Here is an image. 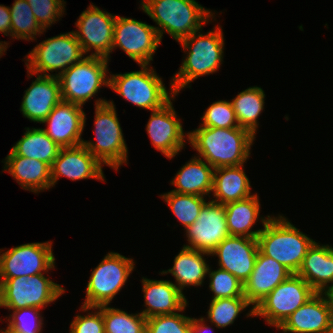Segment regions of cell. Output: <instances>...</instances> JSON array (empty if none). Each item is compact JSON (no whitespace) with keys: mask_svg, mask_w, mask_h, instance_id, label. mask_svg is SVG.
<instances>
[{"mask_svg":"<svg viewBox=\"0 0 333 333\" xmlns=\"http://www.w3.org/2000/svg\"><path fill=\"white\" fill-rule=\"evenodd\" d=\"M211 332L213 333V331L210 330V327L206 325L204 317H201L199 319L192 318L190 333H211Z\"/></svg>","mask_w":333,"mask_h":333,"instance_id":"7bdbcfd3","label":"cell"},{"mask_svg":"<svg viewBox=\"0 0 333 333\" xmlns=\"http://www.w3.org/2000/svg\"><path fill=\"white\" fill-rule=\"evenodd\" d=\"M265 93L261 87H249L231 100L239 127L249 130L254 136L258 130V117L264 109Z\"/></svg>","mask_w":333,"mask_h":333,"instance_id":"4dcf8cb0","label":"cell"},{"mask_svg":"<svg viewBox=\"0 0 333 333\" xmlns=\"http://www.w3.org/2000/svg\"><path fill=\"white\" fill-rule=\"evenodd\" d=\"M243 166L214 169L212 192L215 199L211 201L225 205L252 196L250 180L245 174Z\"/></svg>","mask_w":333,"mask_h":333,"instance_id":"4316f807","label":"cell"},{"mask_svg":"<svg viewBox=\"0 0 333 333\" xmlns=\"http://www.w3.org/2000/svg\"><path fill=\"white\" fill-rule=\"evenodd\" d=\"M188 141L214 169L218 167L240 166L250 157L255 136L242 127L214 128L199 126L188 132Z\"/></svg>","mask_w":333,"mask_h":333,"instance_id":"6da1fadb","label":"cell"},{"mask_svg":"<svg viewBox=\"0 0 333 333\" xmlns=\"http://www.w3.org/2000/svg\"><path fill=\"white\" fill-rule=\"evenodd\" d=\"M317 292L299 275L291 274L254 308L270 326L278 328L294 311Z\"/></svg>","mask_w":333,"mask_h":333,"instance_id":"8fae6325","label":"cell"},{"mask_svg":"<svg viewBox=\"0 0 333 333\" xmlns=\"http://www.w3.org/2000/svg\"><path fill=\"white\" fill-rule=\"evenodd\" d=\"M11 14V37L12 39L35 40L37 35L45 31L37 22L32 8L26 0H15L9 7Z\"/></svg>","mask_w":333,"mask_h":333,"instance_id":"1f68e13d","label":"cell"},{"mask_svg":"<svg viewBox=\"0 0 333 333\" xmlns=\"http://www.w3.org/2000/svg\"><path fill=\"white\" fill-rule=\"evenodd\" d=\"M5 51H6V49L3 46H0V57H2V55H4L3 52H5Z\"/></svg>","mask_w":333,"mask_h":333,"instance_id":"bcb514c9","label":"cell"},{"mask_svg":"<svg viewBox=\"0 0 333 333\" xmlns=\"http://www.w3.org/2000/svg\"><path fill=\"white\" fill-rule=\"evenodd\" d=\"M160 42L155 26L132 18L116 17L112 51L119 47L139 65H150Z\"/></svg>","mask_w":333,"mask_h":333,"instance_id":"4fadbf2b","label":"cell"},{"mask_svg":"<svg viewBox=\"0 0 333 333\" xmlns=\"http://www.w3.org/2000/svg\"><path fill=\"white\" fill-rule=\"evenodd\" d=\"M102 167L103 165L82 144L60 148L51 166L52 187L61 176L72 181L92 178L104 182Z\"/></svg>","mask_w":333,"mask_h":333,"instance_id":"44dd1931","label":"cell"},{"mask_svg":"<svg viewBox=\"0 0 333 333\" xmlns=\"http://www.w3.org/2000/svg\"><path fill=\"white\" fill-rule=\"evenodd\" d=\"M134 261L120 253L109 252L92 270L86 288L84 306L110 305L134 270Z\"/></svg>","mask_w":333,"mask_h":333,"instance_id":"30bf717a","label":"cell"},{"mask_svg":"<svg viewBox=\"0 0 333 333\" xmlns=\"http://www.w3.org/2000/svg\"><path fill=\"white\" fill-rule=\"evenodd\" d=\"M96 142L83 140L82 145L102 164L118 171L127 164L128 149L113 101H95Z\"/></svg>","mask_w":333,"mask_h":333,"instance_id":"5b68a950","label":"cell"},{"mask_svg":"<svg viewBox=\"0 0 333 333\" xmlns=\"http://www.w3.org/2000/svg\"><path fill=\"white\" fill-rule=\"evenodd\" d=\"M8 44L7 42H3V41H0V46H3L6 50H7V47H8Z\"/></svg>","mask_w":333,"mask_h":333,"instance_id":"f6af8a7d","label":"cell"},{"mask_svg":"<svg viewBox=\"0 0 333 333\" xmlns=\"http://www.w3.org/2000/svg\"><path fill=\"white\" fill-rule=\"evenodd\" d=\"M214 168L202 158L194 156L176 173L170 182L176 187L173 192L206 196L213 190Z\"/></svg>","mask_w":333,"mask_h":333,"instance_id":"484cf974","label":"cell"},{"mask_svg":"<svg viewBox=\"0 0 333 333\" xmlns=\"http://www.w3.org/2000/svg\"><path fill=\"white\" fill-rule=\"evenodd\" d=\"M116 17L92 3L81 13L75 23L78 30L74 33L85 54L94 49L91 56L110 60Z\"/></svg>","mask_w":333,"mask_h":333,"instance_id":"5bb4252c","label":"cell"},{"mask_svg":"<svg viewBox=\"0 0 333 333\" xmlns=\"http://www.w3.org/2000/svg\"><path fill=\"white\" fill-rule=\"evenodd\" d=\"M105 333H146V318L141 314H128L118 308L102 305Z\"/></svg>","mask_w":333,"mask_h":333,"instance_id":"d6a6232c","label":"cell"},{"mask_svg":"<svg viewBox=\"0 0 333 333\" xmlns=\"http://www.w3.org/2000/svg\"><path fill=\"white\" fill-rule=\"evenodd\" d=\"M258 251L256 238L228 236L210 255L218 256L219 268L229 271L244 284L253 271Z\"/></svg>","mask_w":333,"mask_h":333,"instance_id":"ac0fdd59","label":"cell"},{"mask_svg":"<svg viewBox=\"0 0 333 333\" xmlns=\"http://www.w3.org/2000/svg\"><path fill=\"white\" fill-rule=\"evenodd\" d=\"M65 289L40 273L0 282V307L17 310L26 307L46 308L64 294Z\"/></svg>","mask_w":333,"mask_h":333,"instance_id":"ba28073f","label":"cell"},{"mask_svg":"<svg viewBox=\"0 0 333 333\" xmlns=\"http://www.w3.org/2000/svg\"><path fill=\"white\" fill-rule=\"evenodd\" d=\"M38 22V24L45 30L51 24L56 23L65 12L64 0H26Z\"/></svg>","mask_w":333,"mask_h":333,"instance_id":"ab89813d","label":"cell"},{"mask_svg":"<svg viewBox=\"0 0 333 333\" xmlns=\"http://www.w3.org/2000/svg\"><path fill=\"white\" fill-rule=\"evenodd\" d=\"M7 171L25 190L38 193L52 187L51 166L46 162L18 155H7L4 162Z\"/></svg>","mask_w":333,"mask_h":333,"instance_id":"cb8c5ba5","label":"cell"},{"mask_svg":"<svg viewBox=\"0 0 333 333\" xmlns=\"http://www.w3.org/2000/svg\"><path fill=\"white\" fill-rule=\"evenodd\" d=\"M0 32L11 37V14L8 6L0 5Z\"/></svg>","mask_w":333,"mask_h":333,"instance_id":"b9f144b4","label":"cell"},{"mask_svg":"<svg viewBox=\"0 0 333 333\" xmlns=\"http://www.w3.org/2000/svg\"><path fill=\"white\" fill-rule=\"evenodd\" d=\"M179 44L187 56L171 79L170 90L173 89L176 95L181 89L191 87L188 85L198 77L218 71L225 45L222 27L216 26L205 34L194 32Z\"/></svg>","mask_w":333,"mask_h":333,"instance_id":"7a4b0ae2","label":"cell"},{"mask_svg":"<svg viewBox=\"0 0 333 333\" xmlns=\"http://www.w3.org/2000/svg\"><path fill=\"white\" fill-rule=\"evenodd\" d=\"M23 137L11 148L8 155L24 156L53 165L60 147L42 130L25 128Z\"/></svg>","mask_w":333,"mask_h":333,"instance_id":"f546056e","label":"cell"},{"mask_svg":"<svg viewBox=\"0 0 333 333\" xmlns=\"http://www.w3.org/2000/svg\"><path fill=\"white\" fill-rule=\"evenodd\" d=\"M142 291L146 309L140 313L147 319L156 315L184 312L188 305L187 299L170 280H151L144 278Z\"/></svg>","mask_w":333,"mask_h":333,"instance_id":"603a6c76","label":"cell"},{"mask_svg":"<svg viewBox=\"0 0 333 333\" xmlns=\"http://www.w3.org/2000/svg\"><path fill=\"white\" fill-rule=\"evenodd\" d=\"M296 274L317 293H325L333 285V248L314 242Z\"/></svg>","mask_w":333,"mask_h":333,"instance_id":"d4e9b609","label":"cell"},{"mask_svg":"<svg viewBox=\"0 0 333 333\" xmlns=\"http://www.w3.org/2000/svg\"><path fill=\"white\" fill-rule=\"evenodd\" d=\"M108 61L88 55L59 75L62 100L83 106L102 86L109 87Z\"/></svg>","mask_w":333,"mask_h":333,"instance_id":"9c48e42d","label":"cell"},{"mask_svg":"<svg viewBox=\"0 0 333 333\" xmlns=\"http://www.w3.org/2000/svg\"><path fill=\"white\" fill-rule=\"evenodd\" d=\"M260 207L257 193L246 199L225 204V217L230 236L257 239L262 229L252 231V227L260 216Z\"/></svg>","mask_w":333,"mask_h":333,"instance_id":"f1b7e54d","label":"cell"},{"mask_svg":"<svg viewBox=\"0 0 333 333\" xmlns=\"http://www.w3.org/2000/svg\"><path fill=\"white\" fill-rule=\"evenodd\" d=\"M201 119L203 122L200 126L214 128L239 127L231 101L219 100L213 102L206 109Z\"/></svg>","mask_w":333,"mask_h":333,"instance_id":"f35d334b","label":"cell"},{"mask_svg":"<svg viewBox=\"0 0 333 333\" xmlns=\"http://www.w3.org/2000/svg\"><path fill=\"white\" fill-rule=\"evenodd\" d=\"M39 308L26 307L12 310L9 315L8 326L2 329L0 333H41L43 317Z\"/></svg>","mask_w":333,"mask_h":333,"instance_id":"8d00e7d4","label":"cell"},{"mask_svg":"<svg viewBox=\"0 0 333 333\" xmlns=\"http://www.w3.org/2000/svg\"><path fill=\"white\" fill-rule=\"evenodd\" d=\"M169 205L178 221L185 227L192 225L198 218L200 210L206 204V199L202 196L182 194L177 192H167L160 195Z\"/></svg>","mask_w":333,"mask_h":333,"instance_id":"836d02e7","label":"cell"},{"mask_svg":"<svg viewBox=\"0 0 333 333\" xmlns=\"http://www.w3.org/2000/svg\"><path fill=\"white\" fill-rule=\"evenodd\" d=\"M146 131L154 148L169 159L179 154L185 146V138L188 137L171 100L162 108L151 111Z\"/></svg>","mask_w":333,"mask_h":333,"instance_id":"2e32d148","label":"cell"},{"mask_svg":"<svg viewBox=\"0 0 333 333\" xmlns=\"http://www.w3.org/2000/svg\"><path fill=\"white\" fill-rule=\"evenodd\" d=\"M225 205L208 201L195 222L185 232L188 245L184 247L211 254L228 236Z\"/></svg>","mask_w":333,"mask_h":333,"instance_id":"9a60e30c","label":"cell"},{"mask_svg":"<svg viewBox=\"0 0 333 333\" xmlns=\"http://www.w3.org/2000/svg\"><path fill=\"white\" fill-rule=\"evenodd\" d=\"M142 10L158 25L160 40L164 32L181 42L214 18L209 9L195 0H142Z\"/></svg>","mask_w":333,"mask_h":333,"instance_id":"277c9868","label":"cell"},{"mask_svg":"<svg viewBox=\"0 0 333 333\" xmlns=\"http://www.w3.org/2000/svg\"><path fill=\"white\" fill-rule=\"evenodd\" d=\"M328 300H329V303H330V306L333 310V285L329 287V289L325 292Z\"/></svg>","mask_w":333,"mask_h":333,"instance_id":"ee69618b","label":"cell"},{"mask_svg":"<svg viewBox=\"0 0 333 333\" xmlns=\"http://www.w3.org/2000/svg\"><path fill=\"white\" fill-rule=\"evenodd\" d=\"M333 310L325 293H316L278 328L282 333H332Z\"/></svg>","mask_w":333,"mask_h":333,"instance_id":"d6986e66","label":"cell"},{"mask_svg":"<svg viewBox=\"0 0 333 333\" xmlns=\"http://www.w3.org/2000/svg\"><path fill=\"white\" fill-rule=\"evenodd\" d=\"M86 114L82 106L61 100L42 122L47 128L42 130L60 147L81 145V135L86 122Z\"/></svg>","mask_w":333,"mask_h":333,"instance_id":"e0dca14e","label":"cell"},{"mask_svg":"<svg viewBox=\"0 0 333 333\" xmlns=\"http://www.w3.org/2000/svg\"><path fill=\"white\" fill-rule=\"evenodd\" d=\"M61 100L58 77L38 74L25 90L20 110L30 121L42 123Z\"/></svg>","mask_w":333,"mask_h":333,"instance_id":"7402d4cb","label":"cell"},{"mask_svg":"<svg viewBox=\"0 0 333 333\" xmlns=\"http://www.w3.org/2000/svg\"><path fill=\"white\" fill-rule=\"evenodd\" d=\"M292 273L275 259L258 251L254 268L244 283V296L253 306L247 317L254 316V308Z\"/></svg>","mask_w":333,"mask_h":333,"instance_id":"ffe728a7","label":"cell"},{"mask_svg":"<svg viewBox=\"0 0 333 333\" xmlns=\"http://www.w3.org/2000/svg\"><path fill=\"white\" fill-rule=\"evenodd\" d=\"M263 229L257 237L258 248L266 256H269L292 274H296L301 267L308 249L315 242L306 234L296 228L284 216L261 217Z\"/></svg>","mask_w":333,"mask_h":333,"instance_id":"3957f363","label":"cell"},{"mask_svg":"<svg viewBox=\"0 0 333 333\" xmlns=\"http://www.w3.org/2000/svg\"><path fill=\"white\" fill-rule=\"evenodd\" d=\"M81 310L86 312L94 309L87 315H76L70 324V333H105L104 319L102 316V305L98 307H87L81 305Z\"/></svg>","mask_w":333,"mask_h":333,"instance_id":"60d3db41","label":"cell"},{"mask_svg":"<svg viewBox=\"0 0 333 333\" xmlns=\"http://www.w3.org/2000/svg\"><path fill=\"white\" fill-rule=\"evenodd\" d=\"M250 305L245 296L211 300L207 318L217 328H225L233 324L241 311Z\"/></svg>","mask_w":333,"mask_h":333,"instance_id":"e575fe53","label":"cell"},{"mask_svg":"<svg viewBox=\"0 0 333 333\" xmlns=\"http://www.w3.org/2000/svg\"><path fill=\"white\" fill-rule=\"evenodd\" d=\"M2 252L3 249H0V253ZM54 268L52 241L22 244L0 254V282L9 278L48 273V270Z\"/></svg>","mask_w":333,"mask_h":333,"instance_id":"7c38bea8","label":"cell"},{"mask_svg":"<svg viewBox=\"0 0 333 333\" xmlns=\"http://www.w3.org/2000/svg\"><path fill=\"white\" fill-rule=\"evenodd\" d=\"M84 51L74 31L43 40L28 53L25 65L29 75L38 73L58 77L68 68L84 58ZM60 70L58 74H50ZM45 73V74H44Z\"/></svg>","mask_w":333,"mask_h":333,"instance_id":"52a82bcc","label":"cell"},{"mask_svg":"<svg viewBox=\"0 0 333 333\" xmlns=\"http://www.w3.org/2000/svg\"><path fill=\"white\" fill-rule=\"evenodd\" d=\"M192 318L180 313L156 315L146 320V333H190Z\"/></svg>","mask_w":333,"mask_h":333,"instance_id":"74e56055","label":"cell"},{"mask_svg":"<svg viewBox=\"0 0 333 333\" xmlns=\"http://www.w3.org/2000/svg\"><path fill=\"white\" fill-rule=\"evenodd\" d=\"M140 67L139 71L110 74L109 88L135 106L150 111L162 108L177 96L173 89L168 93L162 78L152 67L148 64Z\"/></svg>","mask_w":333,"mask_h":333,"instance_id":"8992f818","label":"cell"},{"mask_svg":"<svg viewBox=\"0 0 333 333\" xmlns=\"http://www.w3.org/2000/svg\"><path fill=\"white\" fill-rule=\"evenodd\" d=\"M204 255L208 256L210 254L183 246L174 258L173 267L163 270L161 274L171 273L176 279L174 285L181 292L188 286H201L204 283L203 281L207 276L209 268Z\"/></svg>","mask_w":333,"mask_h":333,"instance_id":"83f0119b","label":"cell"},{"mask_svg":"<svg viewBox=\"0 0 333 333\" xmlns=\"http://www.w3.org/2000/svg\"><path fill=\"white\" fill-rule=\"evenodd\" d=\"M207 275L210 278L209 289L214 295L212 300L244 296V284L229 271L220 268L212 271L209 267Z\"/></svg>","mask_w":333,"mask_h":333,"instance_id":"d590c367","label":"cell"}]
</instances>
